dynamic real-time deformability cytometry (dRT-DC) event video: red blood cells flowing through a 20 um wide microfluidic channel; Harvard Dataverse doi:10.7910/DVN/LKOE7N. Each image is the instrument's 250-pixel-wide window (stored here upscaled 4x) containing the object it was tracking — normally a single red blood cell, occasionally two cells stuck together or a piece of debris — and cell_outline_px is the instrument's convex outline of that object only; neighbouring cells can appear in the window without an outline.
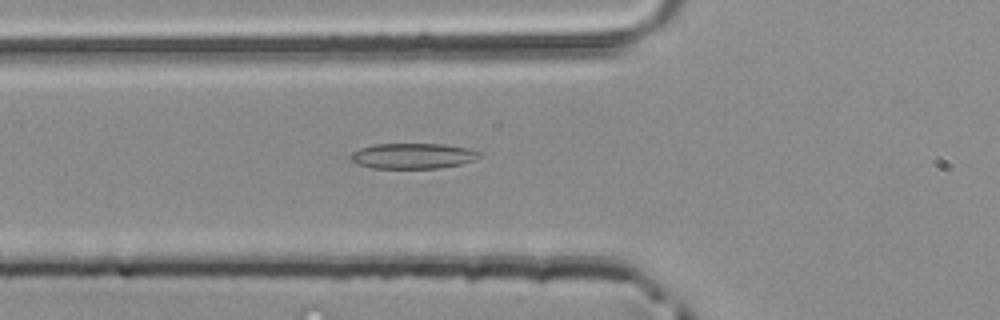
{"species": "common noctule bat (a hibernating species)", "species_latin": "Nyctalus noctula", "temperature_condition": "room temperature", "stored_images_in_passage": 33, "camera_frame_rate_fps": 3000, "um_per_image_px": 0.085, "animal": {"sex": "male", "body_mass_g": 20.4}, "frame": {"image": 1, "passage_image": 2, "time_ms": 0.333, "image_size_px": [1000, 320], "cell_outline_px": [[484, 152], [480, 156], [472, 160], [460, 164], [440, 168], [372, 168], [356, 164], [348, 156], [352, 152], [360, 148], [372, 144], [444, 144], [468, 148]], "centroid_in_image_um": [35.07, 13.25], "position_along_channel_um": 90.7, "area_um2": 19.25}}
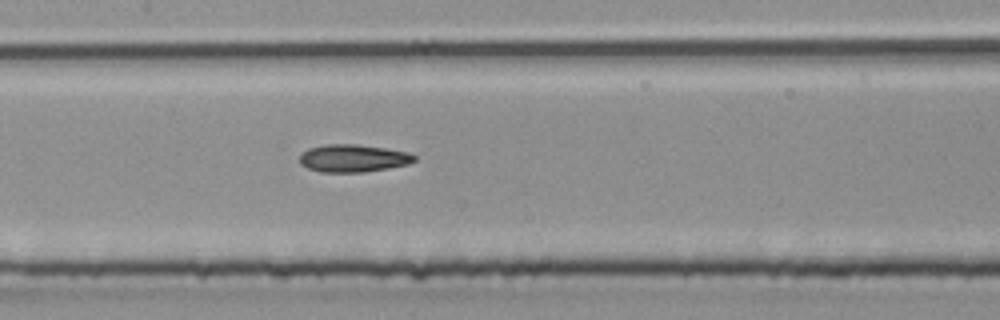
{"frame": {"image": 2, "passage_image": 8, "time_ms": 2.333, "image_size_px": [1000, 320], "cell_outline_px": [[416, 160], [408, 164], [388, 168], [364, 172], [320, 172], [308, 168], [300, 164], [300, 152], [308, 148], [324, 144], [356, 144], [384, 148], [408, 152], [416, 156]], "centroid_in_image_um": [29.98, 13.45], "position_along_channel_um": 177.4, "area_um2": 18.55}}
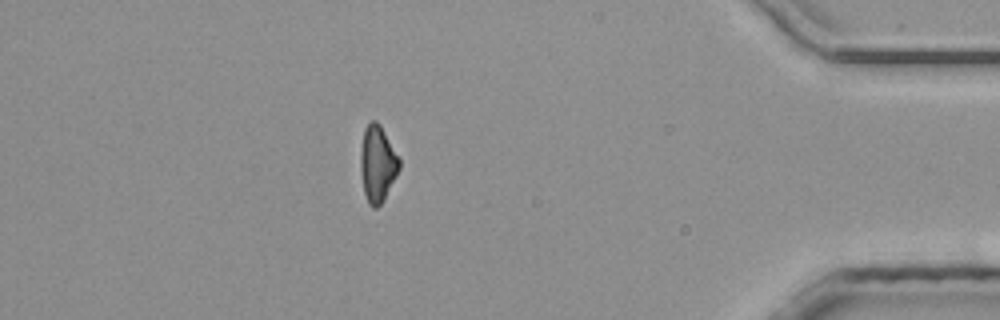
{"frame": {"image": 3, "passage_image": 27, "time_ms": 8.667, "image_size_px": [1000, 320], "cell_outline_px": [[400, 168], [384, 200], [376, 208], [372, 208], [368, 204], [364, 192], [360, 168], [360, 152], [364, 128], [372, 120], [376, 120], [380, 124], [400, 156]], "centroid_in_image_um": [32.1, 13.9], "position_along_channel_um": 403.1, "area_um2": 17.51}}